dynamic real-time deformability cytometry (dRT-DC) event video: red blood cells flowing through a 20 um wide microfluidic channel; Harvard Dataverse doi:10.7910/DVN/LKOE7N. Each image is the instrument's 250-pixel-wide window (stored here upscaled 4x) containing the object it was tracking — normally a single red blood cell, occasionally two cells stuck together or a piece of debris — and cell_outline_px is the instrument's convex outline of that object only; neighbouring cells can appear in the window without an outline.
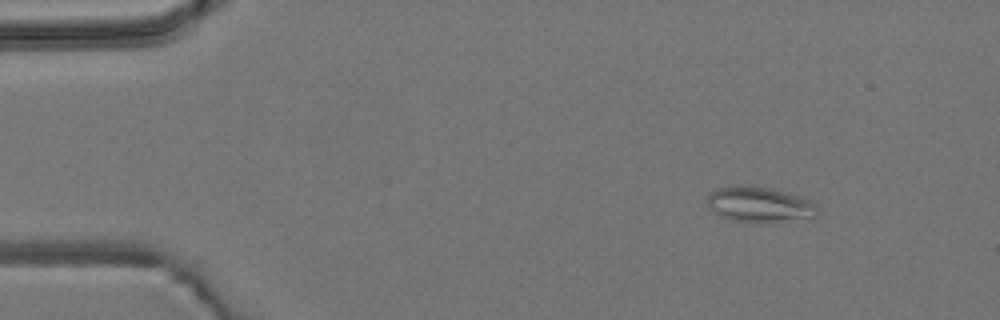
{"species": "common noctule bat (a hibernating species)", "species_latin": "Nyctalus noctula", "temperature_condition": "room temperature", "stored_images_in_passage": 3, "camera_frame_rate_fps": 3000, "um_per_image_px": 0.085, "animal": {"sex": "male", "body_mass_g": 19.2, "forearm_length_mm": 51.8}, "frame": {"image": 1, "passage_image": 1, "time_ms": 0.0, "image_size_px": [1000, 320], "cell_outline_px": [[816, 216], [760, 224], [732, 220], [720, 216], [712, 212], [708, 204], [708, 192], [716, 188], [732, 184], [744, 184], [768, 188], [788, 192], [808, 200], [816, 204]], "centroid_in_image_um": [64.47, 17.37], "position_along_channel_um": 20.5, "area_um2": 23.06}}